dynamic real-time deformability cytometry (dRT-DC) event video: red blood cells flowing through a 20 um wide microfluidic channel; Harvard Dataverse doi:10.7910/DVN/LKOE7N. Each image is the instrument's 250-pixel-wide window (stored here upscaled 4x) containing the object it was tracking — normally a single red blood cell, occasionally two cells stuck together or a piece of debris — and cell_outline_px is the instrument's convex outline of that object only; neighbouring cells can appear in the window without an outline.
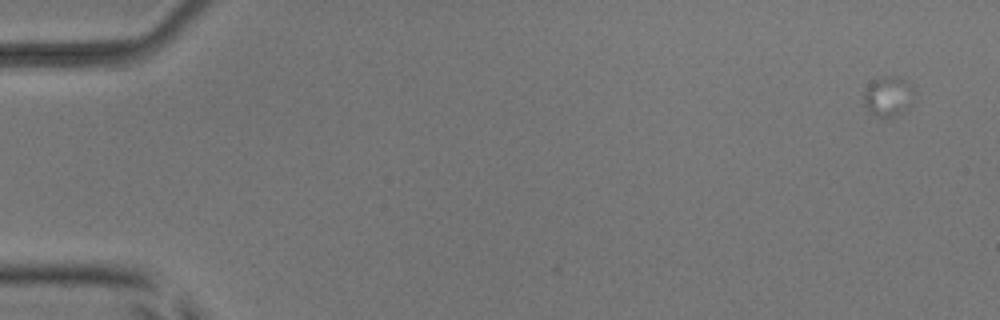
{"species": "common noctule bat (a hibernating species)", "species_latin": "Nyctalus noctula", "temperature_condition": "room temperature", "stored_images_in_passage": 5, "camera_frame_rate_fps": 3000, "um_per_image_px": 0.085, "animal": {"sex": "male", "body_mass_g": 17.9, "forearm_length_mm": 54.2}, "frame": {"image": 1, "passage_image": 1, "time_ms": 0.0, "image_size_px": [1000, 320], "cell_outline_px": [[912, 100], [908, 108], [892, 116], [876, 116], [864, 104], [864, 92], [868, 84], [872, 80], [884, 76], [900, 76], [912, 88]], "centroid_in_image_um": [75.47, 8.15], "position_along_channel_um": 9.5, "area_um2": 11.33}}